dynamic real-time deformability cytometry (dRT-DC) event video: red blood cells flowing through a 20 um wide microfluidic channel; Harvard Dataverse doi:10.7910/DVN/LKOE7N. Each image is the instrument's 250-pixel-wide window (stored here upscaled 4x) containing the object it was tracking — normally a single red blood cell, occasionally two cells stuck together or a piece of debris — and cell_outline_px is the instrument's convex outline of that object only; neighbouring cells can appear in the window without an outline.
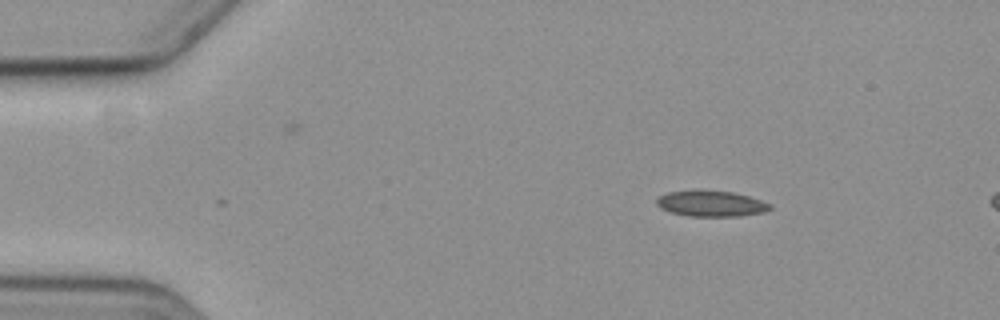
{"species": "common noctule bat (a hibernating species)", "species_latin": "Nyctalus noctula", "temperature_condition": "cold", "stored_images_in_passage": 3, "camera_frame_rate_fps": 3000, "um_per_image_px": 0.085, "animal": {"sex": "female", "body_mass_g": 19.3, "forearm_length_mm": 54.1}, "frame": {"image": 1, "passage_image": 1, "time_ms": 0.0, "image_size_px": [1000, 320], "cell_outline_px": [[772, 208], [760, 212], [736, 216], [692, 216], [672, 212], [660, 208], [656, 204], [656, 200], [660, 196], [668, 192], [732, 192], [748, 196], [772, 204]], "centroid_in_image_um": [60.45, 17.33], "position_along_channel_um": 24.6, "area_um2": 16.24}}